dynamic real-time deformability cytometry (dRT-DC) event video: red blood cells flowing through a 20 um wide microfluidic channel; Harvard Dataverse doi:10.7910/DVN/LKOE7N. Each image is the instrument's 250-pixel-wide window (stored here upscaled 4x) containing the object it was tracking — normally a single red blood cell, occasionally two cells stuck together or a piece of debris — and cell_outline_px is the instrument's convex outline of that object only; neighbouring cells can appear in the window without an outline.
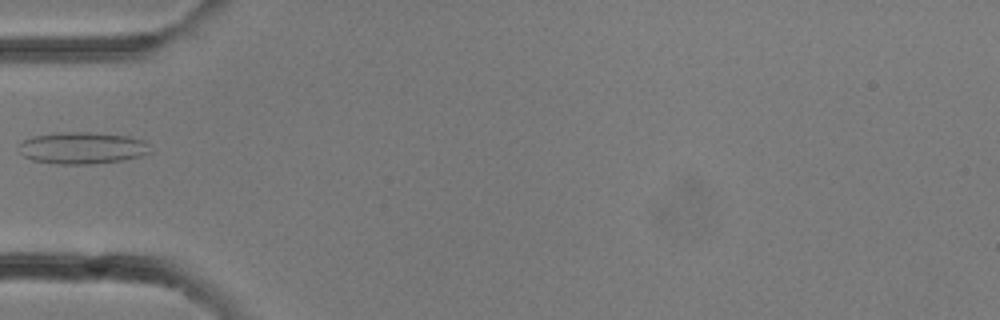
{"species": "common noctule bat (a hibernating species)", "species_latin": "Nyctalus noctula", "temperature_condition": "room temperature", "stored_images_in_passage": 16, "camera_frame_rate_fps": 3000, "um_per_image_px": 0.085, "animal": {"sex": "female"}, "frame": {"image": 1, "passage_image": 10, "time_ms": 3.0, "image_size_px": [1000, 320], "cell_outline_px": [[152, 152], [140, 156], [120, 160], [92, 164], [56, 164], [32, 160], [24, 156], [20, 152], [20, 144], [24, 140], [32, 136], [60, 132], [88, 132], [128, 136], [144, 140], [148, 144]], "centroid_in_image_um": [7.0, 12.57], "position_along_channel_um": 78.0, "area_um2": 24.33}}
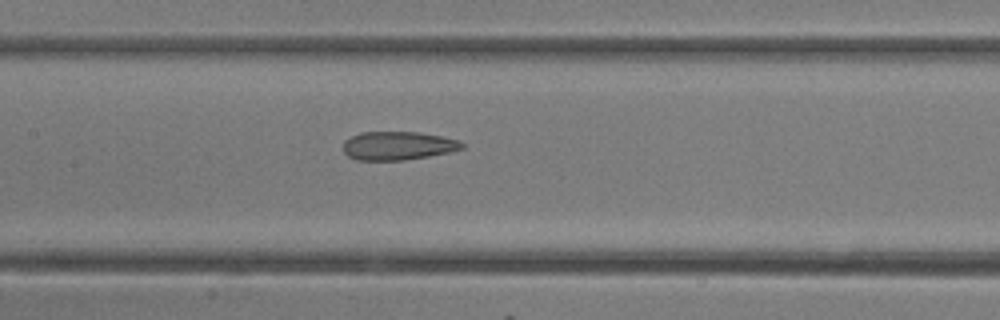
{"frame": {"image": 2, "passage_image": 14, "time_ms": 4.333, "image_size_px": [1000, 320], "cell_outline_px": [[464, 148], [448, 152], [428, 156], [404, 160], [356, 160], [348, 156], [344, 152], [344, 140], [360, 132], [420, 132], [460, 140], [464, 144]], "centroid_in_image_um": [33.82, 12.38], "position_along_channel_um": 173.6, "area_um2": 19.71}}
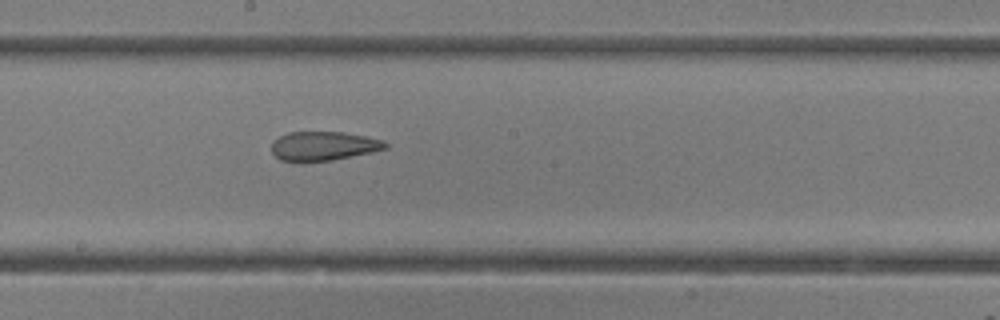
{"frame": {"image": 3, "passage_image": 16, "time_ms": 5.0, "image_size_px": [1000, 320], "cell_outline_px": [[388, 148], [372, 152], [332, 160], [300, 164], [280, 160], [272, 152], [272, 140], [288, 132], [344, 132], [384, 140], [388, 144]], "centroid_in_image_um": [27.46, 12.44], "position_along_channel_um": 220.7, "area_um2": 19.77}}